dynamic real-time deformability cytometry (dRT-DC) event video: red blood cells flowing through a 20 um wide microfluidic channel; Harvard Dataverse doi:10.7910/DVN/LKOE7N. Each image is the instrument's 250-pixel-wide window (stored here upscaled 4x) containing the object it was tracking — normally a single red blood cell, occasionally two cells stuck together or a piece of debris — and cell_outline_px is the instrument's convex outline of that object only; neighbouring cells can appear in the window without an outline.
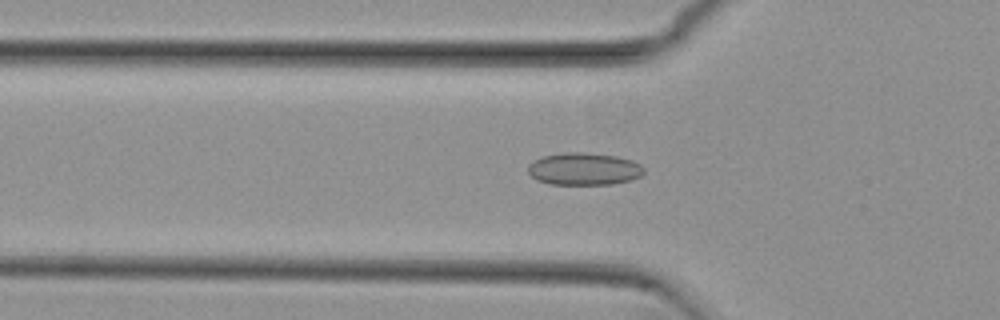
{"species": "common noctule bat (a hibernating species)", "species_latin": "Nyctalus noctula", "temperature_condition": "cold", "stored_images_in_passage": 12, "camera_frame_rate_fps": 3000, "um_per_image_px": 0.085, "animal": {"sex": "female", "body_mass_g": 29.2, "forearm_length_mm": 56.3}, "frame": {"image": 1, "passage_image": 7, "time_ms": 2.0, "image_size_px": [1000, 320], "cell_outline_px": [[644, 172], [640, 176], [632, 180], [612, 184], [548, 184], [536, 180], [528, 172], [528, 164], [532, 160], [544, 156], [564, 152], [584, 152], [616, 156], [632, 160], [640, 164], [644, 168]], "centroid_in_image_um": [49.63, 14.36], "position_along_channel_um": 76.2, "area_um2": 22.02}}
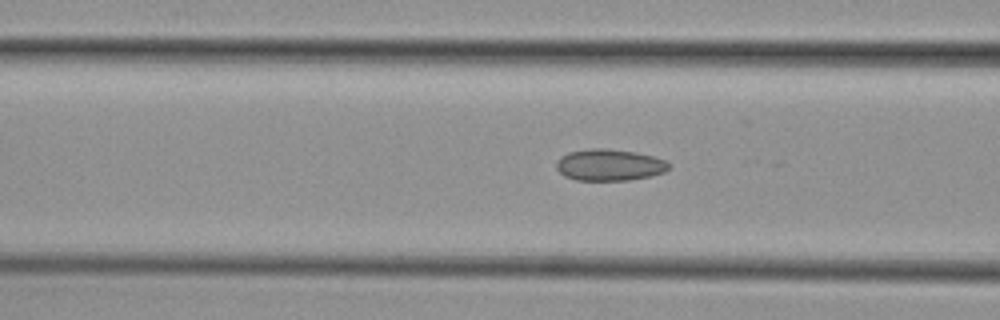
{"frame": {"image": 2, "passage_image": 10, "time_ms": 3.0, "image_size_px": [1000, 320], "cell_outline_px": [[672, 164], [664, 172], [652, 176], [628, 180], [576, 180], [564, 176], [556, 168], [556, 160], [560, 156], [568, 152], [592, 148], [604, 148], [636, 152], [652, 156], [664, 160]], "centroid_in_image_um": [51.78, 14.02], "position_along_channel_um": 114.8, "area_um2": 20.81}}